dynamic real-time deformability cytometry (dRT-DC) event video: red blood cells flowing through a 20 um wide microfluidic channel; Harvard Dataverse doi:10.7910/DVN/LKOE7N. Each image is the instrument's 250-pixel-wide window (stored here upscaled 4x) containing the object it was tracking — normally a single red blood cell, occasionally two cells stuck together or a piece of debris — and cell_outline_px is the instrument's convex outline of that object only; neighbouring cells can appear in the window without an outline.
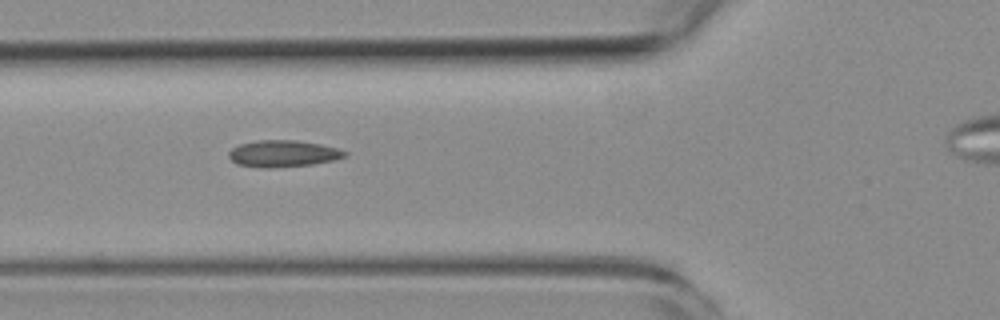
{"species": "common noctule bat (a hibernating species)", "species_latin": "Nyctalus noctula", "temperature_condition": "room temperature", "stored_images_in_passage": 8, "camera_frame_rate_fps": 3000, "um_per_image_px": 0.085, "animal": {"sex": "female", "body_mass_g": 19.3, "forearm_length_mm": 54.1}, "frame": {"image": 1, "passage_image": 5, "time_ms": 4.667, "image_size_px": [1000, 320], "cell_outline_px": [[348, 156], [336, 160], [312, 164], [272, 168], [264, 168], [236, 164], [228, 156], [228, 152], [232, 148], [240, 144], [256, 140], [296, 140], [320, 144], [336, 148], [348, 152]], "centroid_in_image_um": [24.07, 13.06], "position_along_channel_um": 101.7, "area_um2": 18.15}}
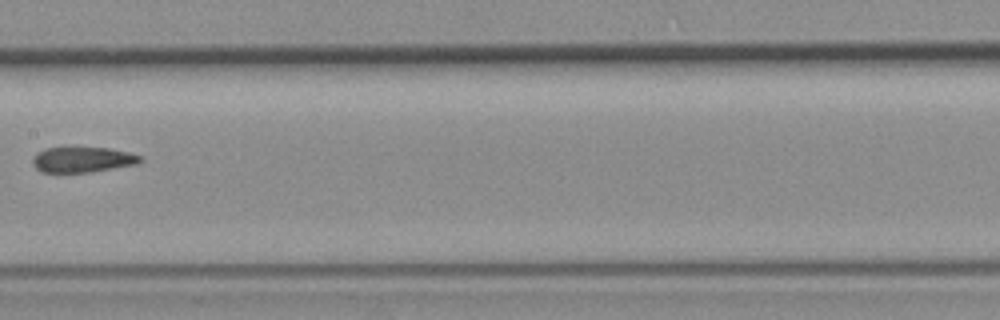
{"frame": {"image": 2, "passage_image": 7, "time_ms": 7.333, "image_size_px": [1000, 320], "cell_outline_px": [[144, 160], [136, 164], [92, 172], [44, 172], [36, 168], [32, 164], [32, 160], [36, 152], [44, 148], [108, 148], [128, 152], [144, 156]], "centroid_in_image_um": [7.04, 13.57], "position_along_channel_um": 200.4, "area_um2": 15.95}}
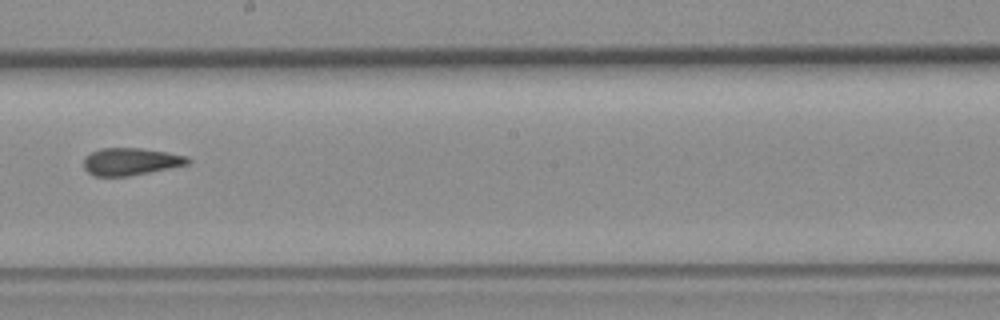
{"frame": {"image": 3, "passage_image": 8, "time_ms": 8.333, "image_size_px": [1000, 320], "cell_outline_px": [[192, 160], [188, 164], [128, 176], [96, 176], [88, 172], [84, 168], [84, 156], [100, 148], [140, 148], [168, 152], [188, 156]], "centroid_in_image_um": [11.11, 13.72], "position_along_channel_um": 237.1, "area_um2": 16.53}}